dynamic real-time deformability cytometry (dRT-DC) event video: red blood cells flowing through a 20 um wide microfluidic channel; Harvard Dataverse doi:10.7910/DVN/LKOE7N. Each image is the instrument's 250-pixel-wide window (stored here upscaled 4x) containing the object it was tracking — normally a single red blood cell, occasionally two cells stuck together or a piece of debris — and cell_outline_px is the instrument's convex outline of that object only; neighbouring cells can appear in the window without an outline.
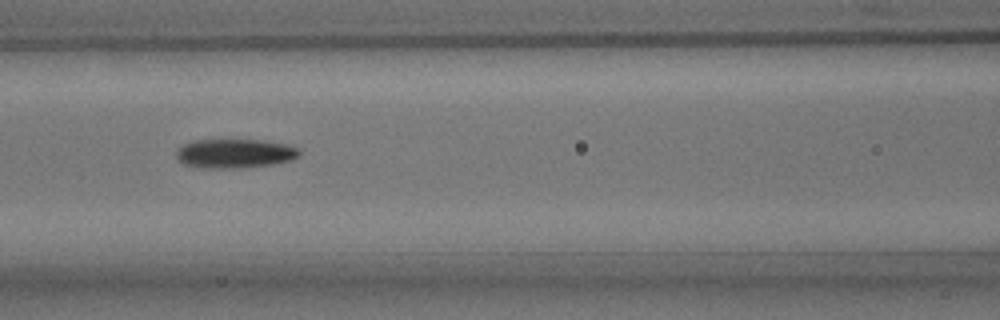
{"species": "common noctule bat (a hibernating species)", "species_latin": "Nyctalus noctula", "temperature_condition": "room temperature", "stored_images_in_passage": 9, "camera_frame_rate_fps": 3000, "um_per_image_px": 0.085, "animal": {"sex": "male", "body_mass_g": 15.6}, "frame": {"image": 1, "passage_image": 6, "time_ms": 5.667, "image_size_px": [1000, 320], "cell_outline_px": [[300, 152], [296, 156], [288, 160], [272, 164], [240, 168], [204, 168], [184, 164], [176, 156], [176, 148], [192, 140], [264, 140], [284, 144], [300, 148]], "centroid_in_image_um": [19.91, 13.04], "position_along_channel_um": 146.7, "area_um2": 20.75}}
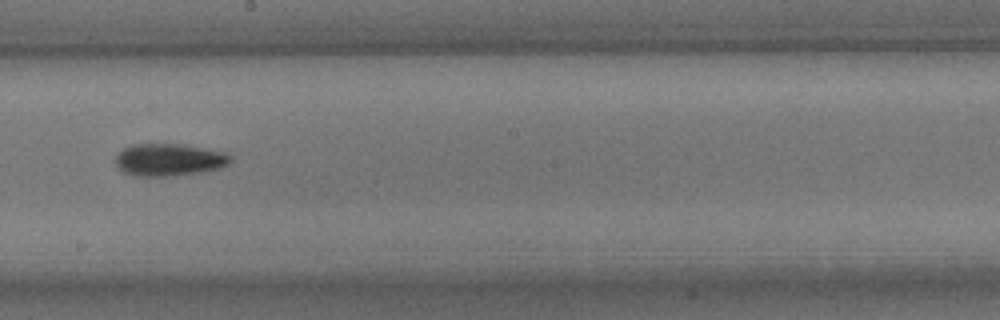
{"frame": {"image": 2, "passage_image": 8, "time_ms": 8.0, "image_size_px": [1000, 320], "cell_outline_px": [[232, 160], [228, 164], [220, 168], [204, 172], [172, 176], [136, 176], [124, 172], [116, 164], [116, 156], [124, 148], [132, 144], [180, 144], [224, 152], [232, 156]], "centroid_in_image_um": [14.4, 13.59], "position_along_channel_um": 233.8, "area_um2": 21.62}}
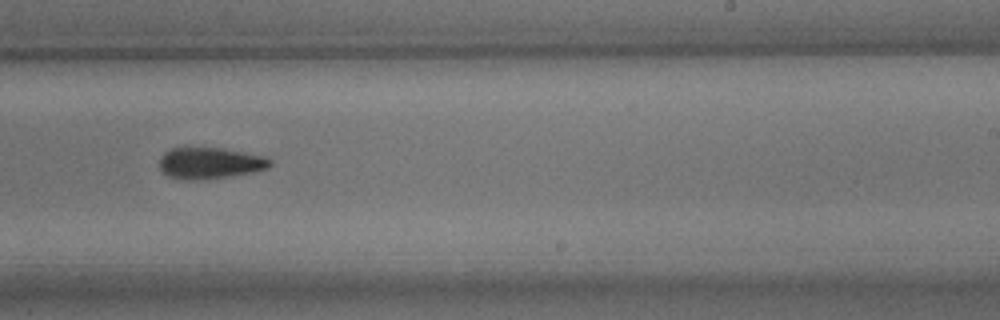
{"frame": {"image": 3, "passage_image": 9, "time_ms": 9.0, "image_size_px": [1000, 320], "cell_outline_px": [[272, 164], [268, 168], [252, 172], [204, 180], [184, 180], [168, 176], [160, 172], [160, 156], [164, 152], [172, 148], [224, 148], [268, 156], [272, 160]], "centroid_in_image_um": [17.86, 13.86], "position_along_channel_um": 271.1, "area_um2": 20.52}}